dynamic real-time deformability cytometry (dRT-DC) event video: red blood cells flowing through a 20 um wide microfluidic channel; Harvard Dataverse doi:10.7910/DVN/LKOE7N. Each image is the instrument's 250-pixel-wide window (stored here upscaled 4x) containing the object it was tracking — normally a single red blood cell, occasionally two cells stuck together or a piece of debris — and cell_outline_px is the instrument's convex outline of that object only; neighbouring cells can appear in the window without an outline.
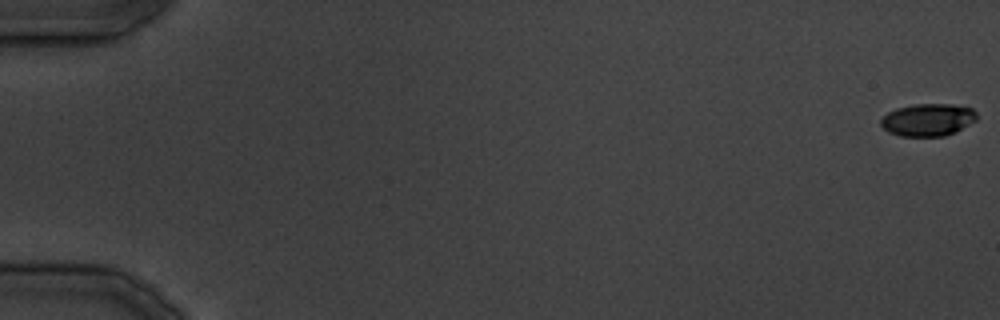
{"species": "common noctule bat (a hibernating species)", "species_latin": "Nyctalus noctula", "temperature_condition": "cold", "stored_images_in_passage": 6, "camera_frame_rate_fps": 3000, "um_per_image_px": 0.085, "animal": {"sex": "male", "body_mass_g": 19.5, "forearm_length_mm": 54.6}, "frame": {"image": 1, "passage_image": 1, "time_ms": 0.0, "image_size_px": [1000, 320], "cell_outline_px": [[976, 120], [956, 132], [944, 136], [900, 136], [888, 132], [880, 124], [880, 120], [888, 112], [896, 108], [916, 104], [952, 104], [972, 108], [976, 112]], "centroid_in_image_um": [78.87, 10.18], "position_along_channel_um": 6.1, "area_um2": 18.15}}